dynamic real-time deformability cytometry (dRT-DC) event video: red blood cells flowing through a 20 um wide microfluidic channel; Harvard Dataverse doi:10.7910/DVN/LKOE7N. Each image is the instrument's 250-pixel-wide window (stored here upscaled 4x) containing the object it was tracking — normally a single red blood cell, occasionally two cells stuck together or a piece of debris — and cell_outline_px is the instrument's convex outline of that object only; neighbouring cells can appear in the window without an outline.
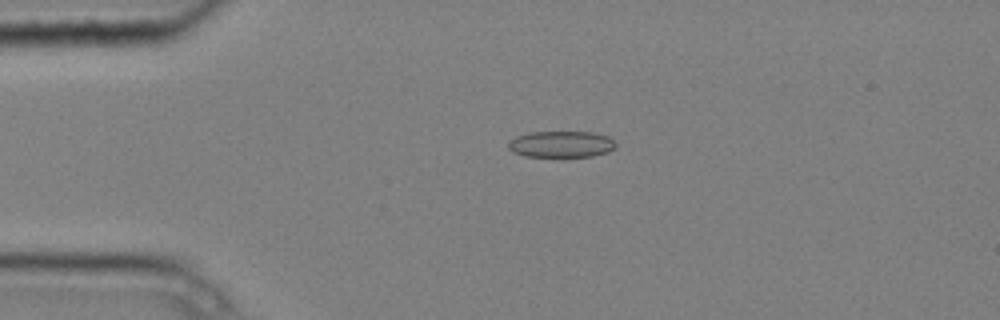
{"species": "common noctule bat (a hibernating species)", "species_latin": "Nyctalus noctula", "temperature_condition": "cold", "stored_images_in_passage": 4, "camera_frame_rate_fps": 3000, "um_per_image_px": 0.085, "animal": {"sex": "male", "body_mass_g": 20.4}, "frame": {"image": 1, "passage_image": 4, "time_ms": 1.0, "image_size_px": [1000, 320], "cell_outline_px": [[616, 148], [608, 152], [592, 156], [524, 156], [512, 152], [508, 148], [508, 144], [516, 136], [528, 132], [592, 132], [608, 136], [616, 144]], "centroid_in_image_um": [47.71, 12.25], "position_along_channel_um": 37.3, "area_um2": 16.47}}